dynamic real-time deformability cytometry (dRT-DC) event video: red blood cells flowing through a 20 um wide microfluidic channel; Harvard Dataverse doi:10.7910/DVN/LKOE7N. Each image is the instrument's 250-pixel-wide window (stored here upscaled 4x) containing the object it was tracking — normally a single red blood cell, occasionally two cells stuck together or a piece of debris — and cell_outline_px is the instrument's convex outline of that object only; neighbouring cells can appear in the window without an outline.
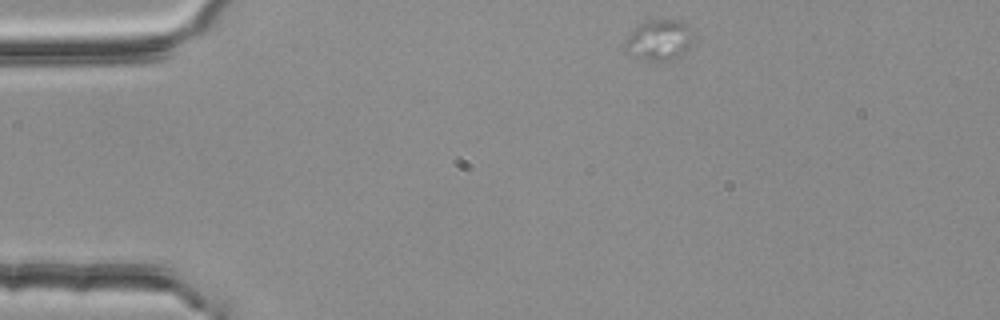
{"species": "common noctule bat (a hibernating species)", "species_latin": "Nyctalus noctula", "temperature_condition": "room temperature", "stored_images_in_passage": 5, "segment_of_instrument_passage": [2, 2], "camera_frame_rate_fps": 3000, "um_per_image_px": 0.085, "animal": {"sex": "female", "body_mass_g": 25.1}, "frame": {"image": 1, "passage_image": 5, "time_ms": 1.333, "image_size_px": [1000, 320], "cell_outline_px": [[696, 32], [684, 56], [664, 60], [640, 60], [628, 56], [624, 52], [624, 44], [628, 36], [636, 24], [644, 20], [684, 20], [696, 28]], "centroid_in_image_um": [56.05, 3.38], "position_along_channel_um": 29.0, "area_um2": 17.17}}